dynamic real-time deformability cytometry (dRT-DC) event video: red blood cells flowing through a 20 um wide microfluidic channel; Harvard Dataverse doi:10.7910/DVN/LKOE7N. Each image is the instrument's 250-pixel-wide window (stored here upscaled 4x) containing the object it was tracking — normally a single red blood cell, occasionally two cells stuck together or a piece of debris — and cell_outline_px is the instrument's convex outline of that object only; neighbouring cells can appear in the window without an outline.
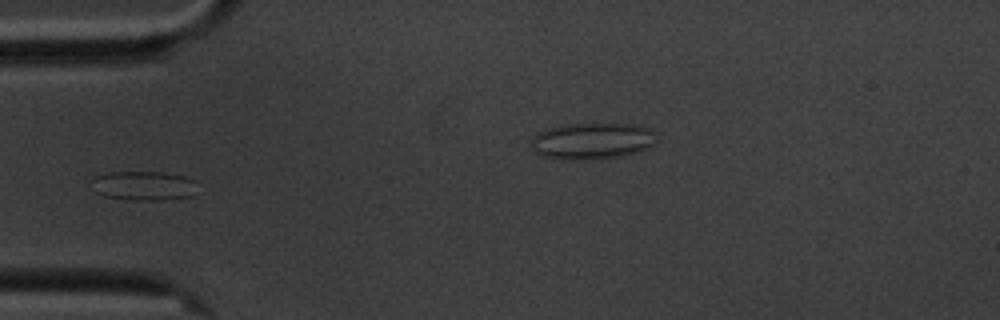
{"species": "common noctule bat (a hibernating species)", "species_latin": "Nyctalus noctula", "temperature_condition": "cold", "stored_images_in_passage": 42, "camera_frame_rate_fps": 3000, "um_per_image_px": 0.085, "animal": {"sex": "male", "body_mass_g": 20.1, "forearm_length_mm": 53.5}, "frame": {"image": 1, "passage_image": 1, "time_ms": 0.0, "image_size_px": [1000, 320], "cell_outline_px": [[196, 180], [192, 196], [164, 200], [132, 200], [104, 196], [96, 192], [92, 180], [96, 176], [108, 172], [164, 172], [184, 176]], "centroid_in_image_um": [12.23, 15.78], "position_along_channel_um": 72.8, "area_um2": 17.98}}
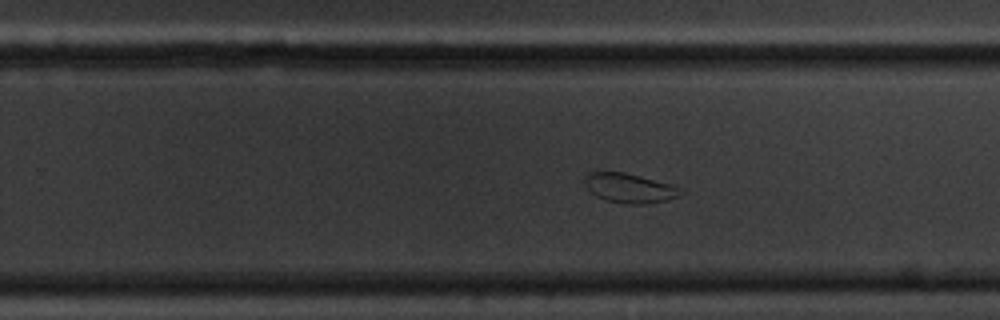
{"frame": {"image": 2, "passage_image": 19, "time_ms": 6.0, "image_size_px": [1000, 320], "cell_outline_px": [[688, 192], [664, 200], [644, 204], [628, 204], [608, 200], [596, 196], [588, 188], [584, 180], [584, 176], [588, 172], [624, 172], [672, 184]], "centroid_in_image_um": [53.53, 15.97], "position_along_channel_um": 276.3, "area_um2": 16.3}}
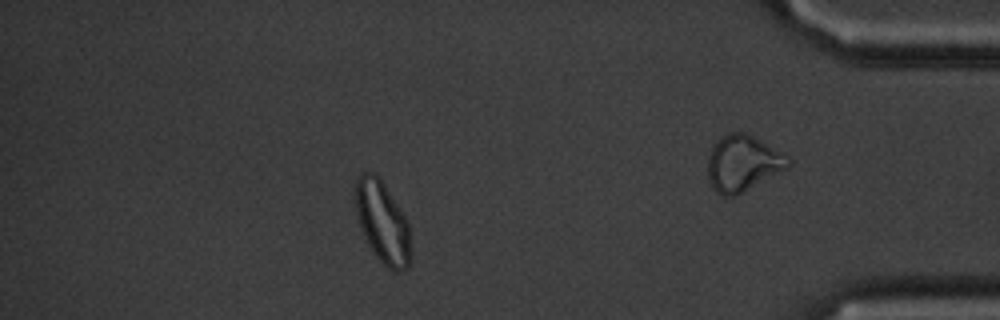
{"frame": {"image": 3, "passage_image": 34, "time_ms": 11.0, "image_size_px": [1000, 320], "cell_outline_px": [[412, 260], [408, 268], [400, 272], [392, 272], [376, 256], [368, 244], [360, 224], [356, 212], [356, 180], [360, 172], [372, 172], [380, 180], [404, 216], [408, 224], [412, 252]], "centroid_in_image_um": [32.54, 18.97], "position_along_channel_um": 402.7, "area_um2": 26.01}}